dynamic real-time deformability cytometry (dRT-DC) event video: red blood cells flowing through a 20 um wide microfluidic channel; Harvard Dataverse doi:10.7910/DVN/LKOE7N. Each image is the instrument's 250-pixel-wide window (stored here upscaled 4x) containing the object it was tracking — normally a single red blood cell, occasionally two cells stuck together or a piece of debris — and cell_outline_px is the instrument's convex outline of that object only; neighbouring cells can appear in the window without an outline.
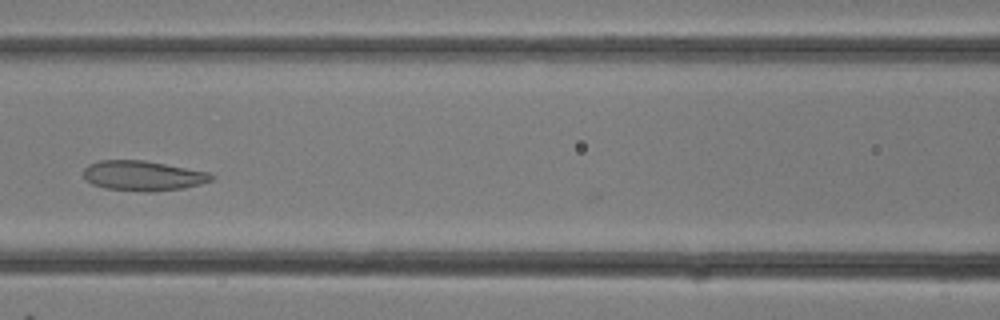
{"species": "common noctule bat (a hibernating species)", "species_latin": "Nyctalus noctula", "temperature_condition": "room temperature", "stored_images_in_passage": 27, "camera_frame_rate_fps": 3000, "um_per_image_px": 0.085, "animal": {"sex": "female"}, "frame": {"image": 1, "passage_image": 13, "time_ms": 4.0, "image_size_px": [1000, 320], "cell_outline_px": [[216, 176], [212, 180], [200, 184], [184, 188], [152, 192], [148, 192], [104, 188], [92, 184], [84, 180], [84, 168], [88, 164], [100, 160], [144, 160], [208, 172]], "centroid_in_image_um": [12.13, 14.94], "position_along_channel_um": 154.5, "area_um2": 22.43}}
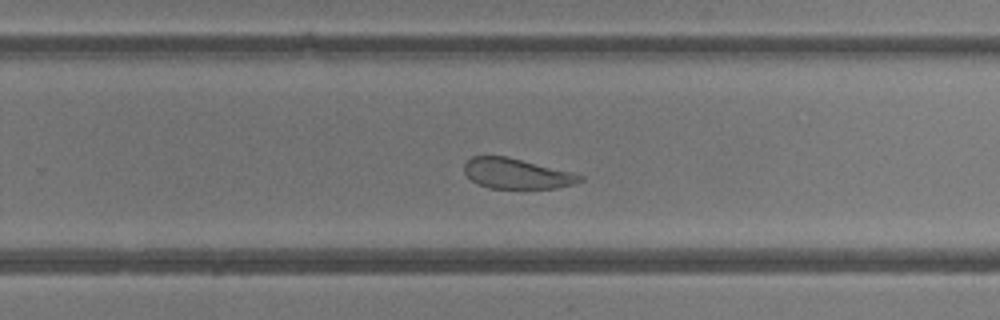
{"frame": {"image": 2, "passage_image": 19, "time_ms": 6.0, "image_size_px": [1000, 320], "cell_outline_px": [[584, 180], [572, 184], [556, 188], [488, 188], [476, 184], [464, 172], [464, 164], [472, 156], [508, 156], [572, 172], [584, 176]], "centroid_in_image_um": [43.91, 14.75], "position_along_channel_um": 285.9, "area_um2": 20.46}}
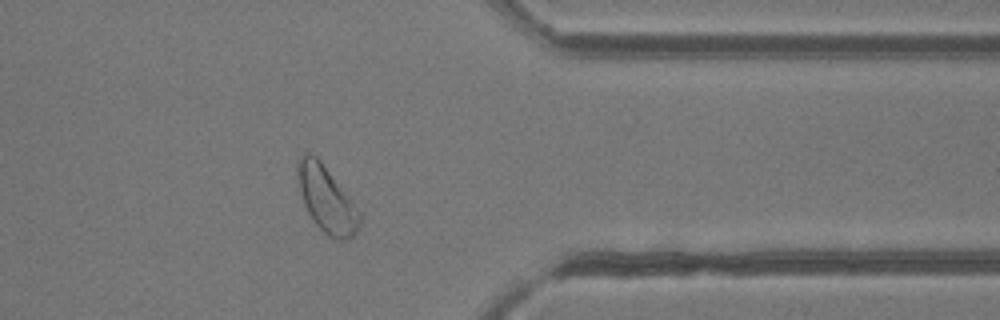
{"frame": {"image": 3, "passage_image": 24, "time_ms": 7.667, "image_size_px": [1000, 320], "cell_outline_px": [[364, 208], [360, 228], [352, 236], [344, 240], [332, 240], [312, 220], [304, 204], [300, 192], [296, 172], [296, 160], [304, 152], [312, 152], [320, 160]], "centroid_in_image_um": [27.84, 16.91], "position_along_channel_um": 383.6, "area_um2": 25.43}}